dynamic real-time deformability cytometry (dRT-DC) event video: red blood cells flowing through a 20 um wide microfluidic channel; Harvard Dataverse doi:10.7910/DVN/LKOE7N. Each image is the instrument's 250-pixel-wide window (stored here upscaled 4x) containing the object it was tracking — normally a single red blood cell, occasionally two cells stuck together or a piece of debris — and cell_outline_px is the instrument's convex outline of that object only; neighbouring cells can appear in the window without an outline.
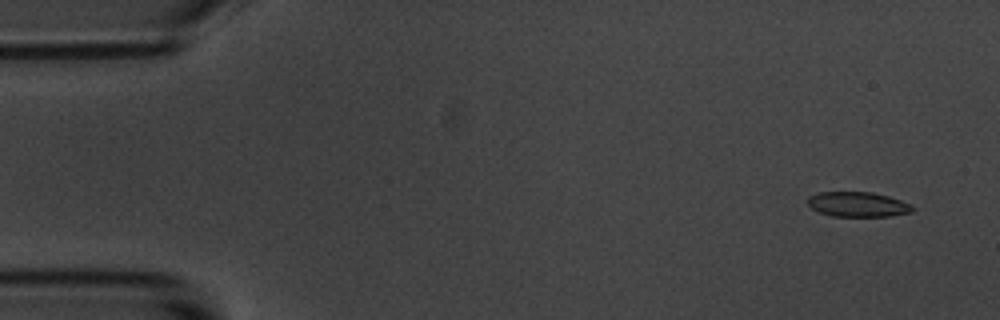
{"species": "common noctule bat (a hibernating species)", "species_latin": "Nyctalus noctula", "temperature_condition": "room temperature", "stored_images_in_passage": 6, "camera_frame_rate_fps": 3000, "um_per_image_px": 0.085, "animal": {"sex": "male", "body_mass_g": 20.1, "forearm_length_mm": 53.5}, "frame": {"image": 1, "passage_image": 2, "time_ms": 1.0, "image_size_px": [1000, 320], "cell_outline_px": [[912, 212], [892, 216], [832, 216], [820, 212], [812, 208], [808, 204], [808, 196], [820, 192], [872, 192], [888, 196], [912, 204]], "centroid_in_image_um": [72.92, 17.37], "position_along_channel_um": 12.1, "area_um2": 15.14}}
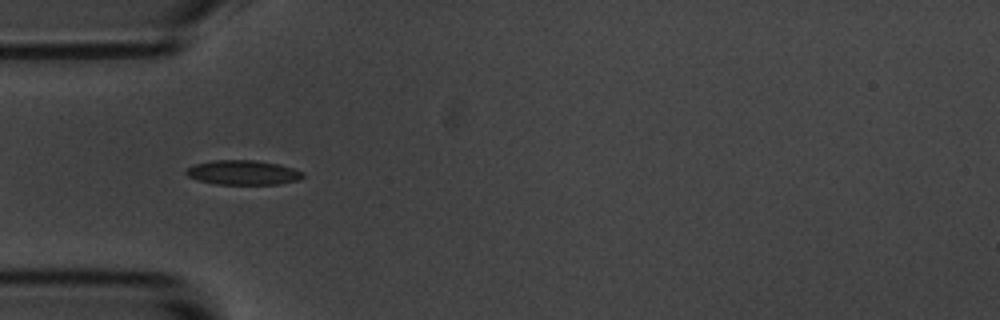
{"frame": {"image": 2, "passage_image": 5, "time_ms": 5.667, "image_size_px": [1000, 320], "cell_outline_px": [[304, 176], [300, 180], [280, 184], [216, 184], [196, 180], [188, 176], [184, 172], [188, 168], [196, 164], [212, 160], [256, 160], [280, 164], [304, 172]], "centroid_in_image_um": [20.68, 14.67], "position_along_channel_um": 64.3, "area_um2": 16.82}}